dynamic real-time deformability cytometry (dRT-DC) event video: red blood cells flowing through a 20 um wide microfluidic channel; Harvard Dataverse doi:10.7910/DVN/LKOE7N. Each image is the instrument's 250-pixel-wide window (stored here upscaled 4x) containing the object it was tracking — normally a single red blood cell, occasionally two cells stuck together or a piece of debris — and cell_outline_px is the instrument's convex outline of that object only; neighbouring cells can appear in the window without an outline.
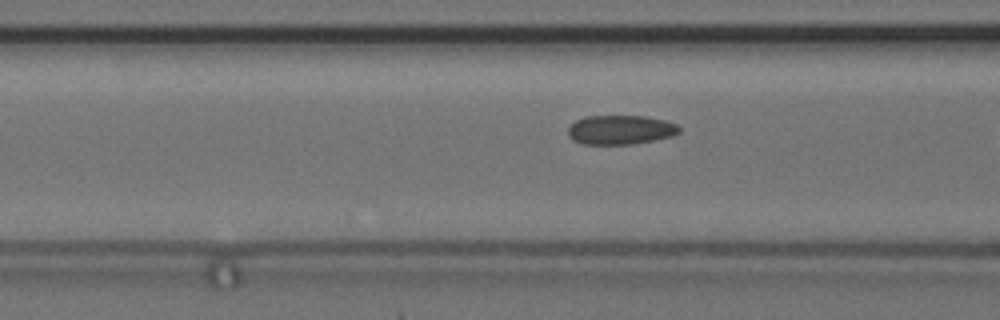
{"species": "common noctule bat (a hibernating species)", "species_latin": "Nyctalus noctula", "temperature_condition": "cold", "stored_images_in_passage": 20, "camera_frame_rate_fps": 3000, "um_per_image_px": 0.085, "animal": {"sex": "female", "body_mass_g": 24.6, "forearm_length_mm": 56.2}, "frame": {"image": 1, "passage_image": 19, "time_ms": 6.0, "image_size_px": [1000, 320], "cell_outline_px": [[680, 132], [672, 136], [632, 144], [584, 144], [572, 140], [568, 136], [568, 128], [576, 120], [584, 116], [644, 116], [664, 120], [676, 124], [680, 128]], "centroid_in_image_um": [52.71, 11.03], "position_along_channel_um": 113.9, "area_um2": 18.9}}